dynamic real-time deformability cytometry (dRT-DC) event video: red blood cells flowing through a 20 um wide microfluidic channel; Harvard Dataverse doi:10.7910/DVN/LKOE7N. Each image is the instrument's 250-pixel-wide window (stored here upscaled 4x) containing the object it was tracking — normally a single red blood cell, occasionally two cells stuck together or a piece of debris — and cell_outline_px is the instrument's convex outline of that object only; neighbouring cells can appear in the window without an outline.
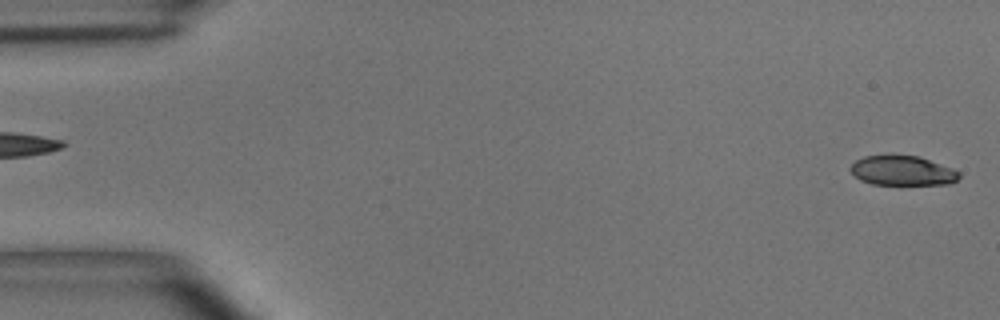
{"species": "common noctule bat (a hibernating species)", "species_latin": "Nyctalus noctula", "temperature_condition": "room temperature", "stored_images_in_passage": 6, "segment_of_instrument_passage": [2, 2], "camera_frame_rate_fps": 3000, "um_per_image_px": 0.085, "animal": {"sex": "male", "body_mass_g": 15.6}, "frame": {"image": 1, "passage_image": 6, "time_ms": 5.667, "image_size_px": [1000, 320], "cell_outline_px": [[960, 176], [956, 180], [948, 184], [872, 184], [860, 180], [848, 168], [856, 160], [864, 156], [892, 152], [920, 156], [952, 168], [960, 172]], "centroid_in_image_um": [76.67, 14.45], "position_along_channel_um": 8.3, "area_um2": 19.36}}